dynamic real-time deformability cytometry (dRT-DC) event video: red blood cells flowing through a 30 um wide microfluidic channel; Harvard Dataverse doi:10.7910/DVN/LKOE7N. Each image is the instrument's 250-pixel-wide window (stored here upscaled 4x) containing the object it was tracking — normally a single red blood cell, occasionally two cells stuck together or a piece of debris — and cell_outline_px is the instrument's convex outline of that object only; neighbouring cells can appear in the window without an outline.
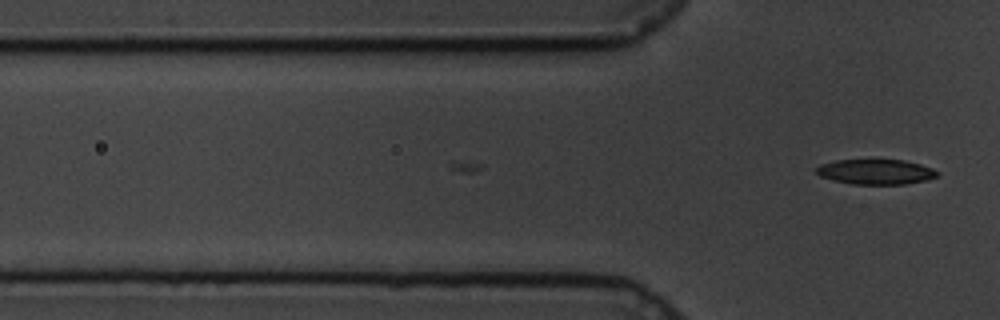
{"species": "common noctule bat (a hibernating species)", "species_latin": "Nyctalus noctula", "temperature_condition": "cold", "stored_images_in_passage": 3, "camera_frame_rate_fps": 3000, "um_per_image_px": 0.085, "animal": {"sex": "male", "body_mass_g": 19.5, "forearm_length_mm": 54.6}, "frame": {"image": 1, "passage_image": 3, "time_ms": 0.667, "image_size_px": [1000, 320], "cell_outline_px": [[940, 172], [936, 176], [924, 180], [904, 184], [852, 184], [820, 176], [816, 172], [816, 168], [820, 164], [836, 160], [904, 160], [920, 164], [932, 168]], "centroid_in_image_um": [74.44, 14.59], "position_along_channel_um": 51.4, "area_um2": 17.46}}